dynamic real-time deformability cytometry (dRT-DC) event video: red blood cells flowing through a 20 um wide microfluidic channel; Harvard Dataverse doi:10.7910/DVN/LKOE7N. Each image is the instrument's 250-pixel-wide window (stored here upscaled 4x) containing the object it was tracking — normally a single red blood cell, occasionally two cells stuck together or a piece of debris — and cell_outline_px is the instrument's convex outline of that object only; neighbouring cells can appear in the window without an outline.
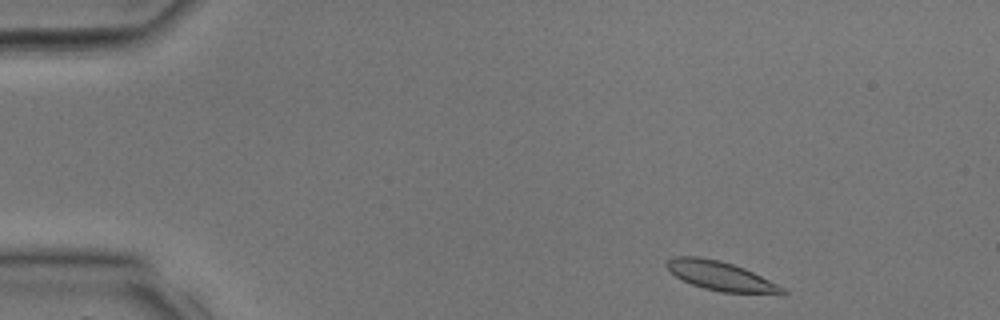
{"species": "common noctule bat (a hibernating species)", "species_latin": "Nyctalus noctula", "temperature_condition": "room temperature", "stored_images_in_passage": 18, "camera_frame_rate_fps": 3000, "um_per_image_px": 0.085, "animal": {"sex": "male", "body_mass_g": 17.9, "forearm_length_mm": 54.2}, "frame": {"image": 1, "passage_image": 1, "time_ms": 0.0, "image_size_px": [1000, 320], "cell_outline_px": [[788, 292], [784, 296], [720, 292], [704, 288], [692, 284], [676, 276], [664, 264], [672, 256], [700, 256], [720, 260], [744, 268], [784, 288]], "centroid_in_image_um": [61.33, 23.49], "position_along_channel_um": 23.7, "area_um2": 19.94}}
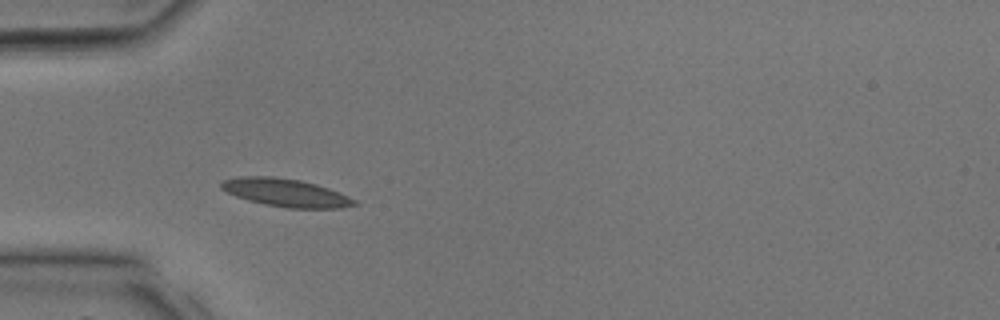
{"frame": {"image": 2, "passage_image": 7, "time_ms": 2.0, "image_size_px": [1000, 320], "cell_outline_px": [[360, 204], [340, 208], [288, 208], [264, 204], [236, 196], [220, 188], [220, 184], [224, 180], [236, 176], [272, 176], [300, 180], [316, 184], [328, 188], [356, 200]], "centroid_in_image_um": [24.28, 16.37], "position_along_channel_um": 60.7, "area_um2": 21.56}}
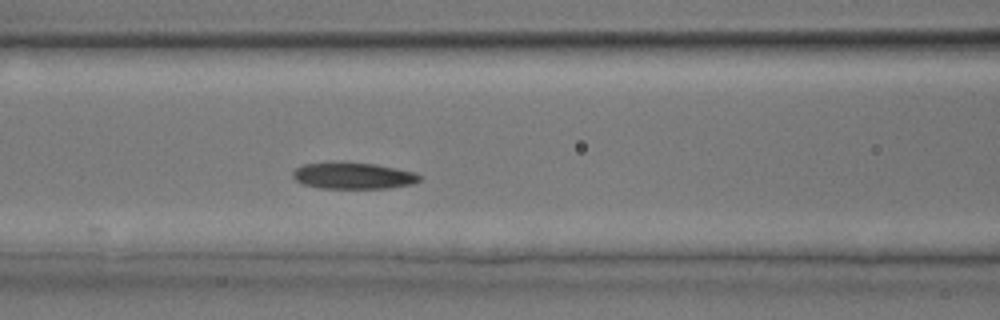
{"frame": {"image": 3, "passage_image": 11, "time_ms": 3.333, "image_size_px": [1000, 320], "cell_outline_px": [[420, 180], [412, 184], [388, 188], [320, 188], [304, 184], [296, 180], [292, 176], [292, 172], [296, 168], [304, 164], [332, 160], [376, 164], [416, 172], [420, 176]], "centroid_in_image_um": [29.99, 14.91], "position_along_channel_um": 136.6, "area_um2": 19.94}}